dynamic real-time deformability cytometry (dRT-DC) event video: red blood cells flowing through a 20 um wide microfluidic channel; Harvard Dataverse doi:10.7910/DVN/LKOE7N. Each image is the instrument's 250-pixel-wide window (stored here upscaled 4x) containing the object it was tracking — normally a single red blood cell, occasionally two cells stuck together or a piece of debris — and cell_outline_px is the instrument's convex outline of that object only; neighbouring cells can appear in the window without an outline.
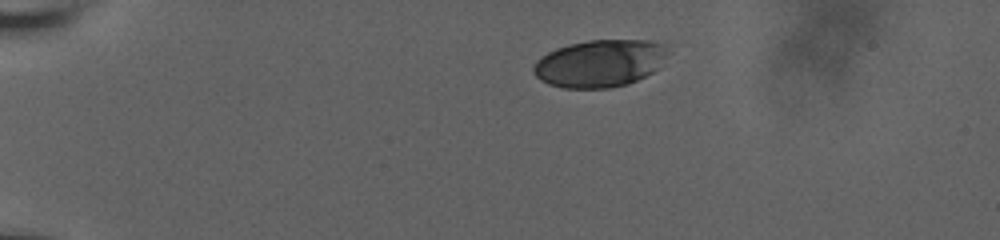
{"species": "human", "species_latin": "Homo sapiens", "temperature_condition": "room temperature", "stored_images_in_passage": 33, "camera_frame_rate_fps": 3000, "um_per_image_px": 0.085, "donor": {"sex": "male"}, "frame": {"image": 1, "passage_image": 1, "time_ms": 0.0, "image_size_px": [1000, 240], "cell_outline_px": [[672, 52], [652, 72], [636, 80], [624, 84], [608, 88], [564, 88], [548, 84], [540, 80], [532, 72], [532, 68], [536, 60], [540, 56], [556, 48], [568, 44], [588, 40], [648, 40], [672, 44]], "centroid_in_image_um": [51.02, 5.35], "position_along_channel_um": 34.0, "area_um2": 37.63}}
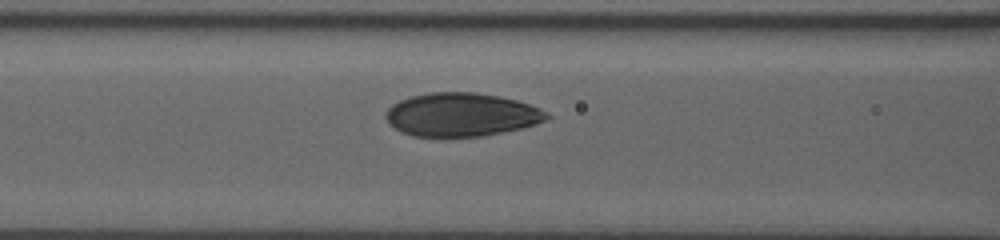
{"frame": {"image": 2, "passage_image": 23, "time_ms": 4.667, "image_size_px": [1000, 240], "cell_outline_px": [[552, 116], [536, 124], [524, 128], [480, 136], [412, 136], [400, 132], [388, 124], [384, 116], [384, 112], [392, 104], [400, 100], [412, 96], [428, 92], [472, 92], [496, 96], [516, 100], [540, 108], [548, 112]], "centroid_in_image_um": [39.18, 9.75], "position_along_channel_um": 127.4, "area_um2": 40.86}}
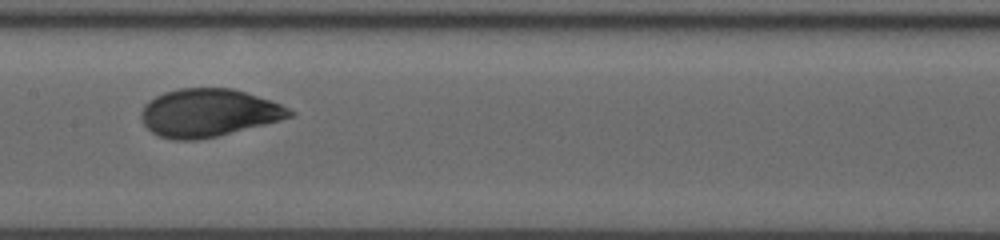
{"frame": {"image": 3, "passage_image": 32, "time_ms": 6.333, "image_size_px": [1000, 240], "cell_outline_px": [[296, 116], [216, 136], [196, 140], [172, 140], [160, 136], [152, 132], [144, 124], [140, 116], [140, 112], [144, 104], [148, 100], [164, 92], [180, 88], [232, 88], [272, 100], [296, 112]], "centroid_in_image_um": [17.72, 9.58], "position_along_channel_um": 189.7, "area_um2": 41.44}}